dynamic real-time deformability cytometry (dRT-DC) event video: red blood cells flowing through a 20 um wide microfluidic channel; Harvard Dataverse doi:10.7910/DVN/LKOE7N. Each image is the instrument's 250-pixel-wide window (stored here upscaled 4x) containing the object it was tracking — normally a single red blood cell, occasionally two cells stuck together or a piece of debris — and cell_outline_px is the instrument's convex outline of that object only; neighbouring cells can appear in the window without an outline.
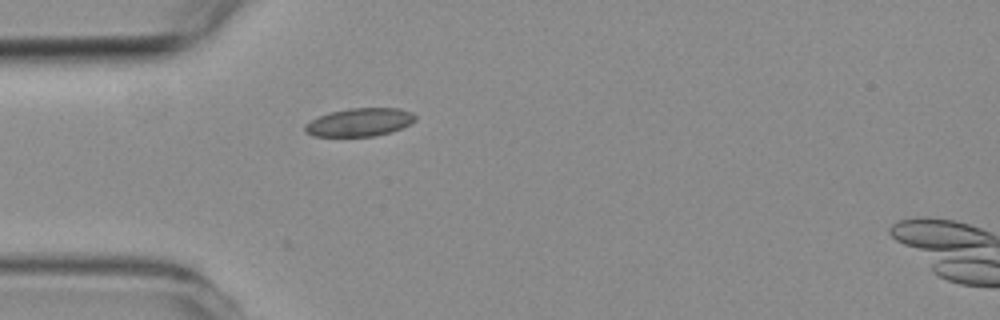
{"species": "common noctule bat (a hibernating species)", "species_latin": "Nyctalus noctula", "temperature_condition": "room temperature", "stored_images_in_passage": 3, "camera_frame_rate_fps": 3000, "um_per_image_px": 0.085, "animal": {"sex": "female", "body_mass_g": 19.3, "forearm_length_mm": 54.1}, "frame": {"image": 1, "passage_image": 3, "time_ms": 3.667, "image_size_px": [1000, 320], "cell_outline_px": [[416, 120], [392, 132], [376, 136], [312, 136], [304, 128], [304, 124], [320, 116], [332, 112], [352, 108], [400, 108], [412, 112], [416, 116]], "centroid_in_image_um": [30.6, 10.39], "position_along_channel_um": 54.4, "area_um2": 17.92}}